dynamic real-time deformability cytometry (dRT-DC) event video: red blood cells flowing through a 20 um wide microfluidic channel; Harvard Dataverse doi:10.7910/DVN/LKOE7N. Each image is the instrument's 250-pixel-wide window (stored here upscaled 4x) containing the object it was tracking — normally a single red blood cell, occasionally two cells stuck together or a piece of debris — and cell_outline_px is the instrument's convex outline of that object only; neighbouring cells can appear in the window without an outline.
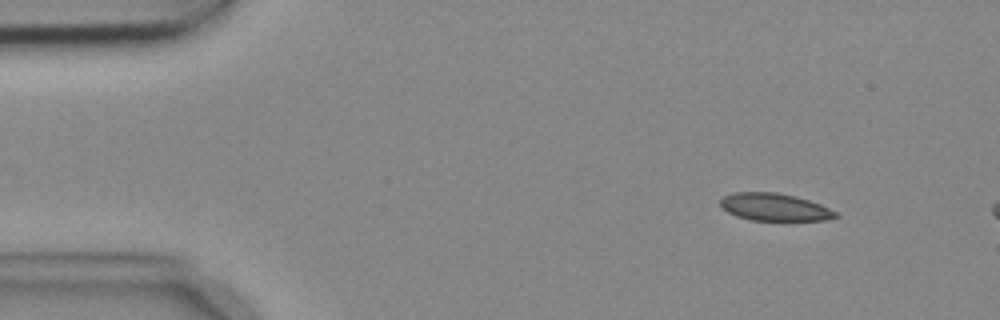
{"species": "common noctule bat (a hibernating species)", "species_latin": "Nyctalus noctula", "temperature_condition": "cold", "stored_images_in_passage": 4, "camera_frame_rate_fps": 3000, "um_per_image_px": 0.085, "animal": {"sex": "female", "body_mass_g": 18.4}, "frame": {"image": 1, "passage_image": 2, "time_ms": 0.333, "image_size_px": [1000, 320], "cell_outline_px": [[840, 216], [828, 220], [748, 220], [736, 216], [728, 212], [720, 204], [720, 200], [724, 196], [736, 192], [776, 192], [796, 196], [820, 204], [836, 212]], "centroid_in_image_um": [65.84, 17.6], "position_along_channel_um": 19.2, "area_um2": 18.38}}